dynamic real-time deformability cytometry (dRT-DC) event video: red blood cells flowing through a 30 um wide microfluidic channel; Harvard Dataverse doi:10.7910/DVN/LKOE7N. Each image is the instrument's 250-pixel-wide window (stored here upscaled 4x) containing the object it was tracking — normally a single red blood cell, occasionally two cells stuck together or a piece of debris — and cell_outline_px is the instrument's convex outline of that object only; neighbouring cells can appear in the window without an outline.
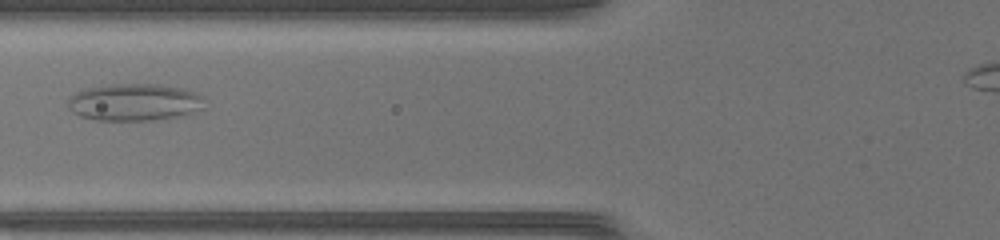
{"species": "common noctule bat (a hibernating species)", "species_latin": "Nyctalus noctula", "temperature_condition": "warm", "stored_images_in_passage": 33, "camera_frame_rate_fps": 3000, "um_per_image_px": 0.085, "animal": {"sex": "female", "body_mass_g": 17.0, "forearm_length_mm": 48.0}, "frame": {"image": 1, "passage_image": 8, "time_ms": 2.333, "image_size_px": [1000, 240], "cell_outline_px": [[204, 108], [184, 116], [148, 120], [96, 120], [80, 116], [68, 108], [68, 96], [84, 88], [112, 84], [156, 84], [184, 88], [196, 92], [204, 96]], "centroid_in_image_um": [11.45, 8.68], "position_along_channel_um": 114.4, "area_um2": 29.94}}
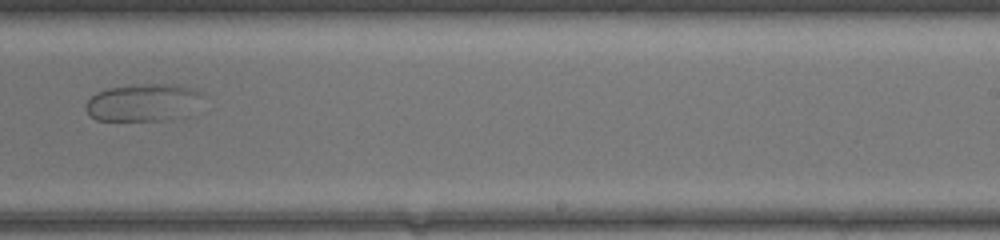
{"frame": {"image": 2, "passage_image": 19, "time_ms": 6.0, "image_size_px": [1000, 240], "cell_outline_px": [[204, 92], [200, 96], [160, 120], [96, 120], [84, 108], [84, 104], [96, 92], [108, 88], [148, 84], [180, 84], [196, 88]], "centroid_in_image_um": [11.91, 8.65], "position_along_channel_um": 277.1, "area_um2": 23.58}}
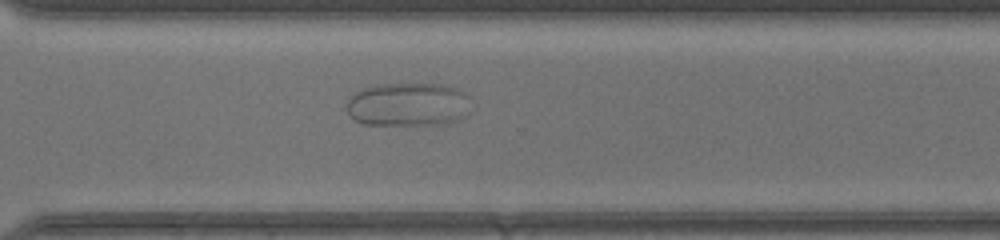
{"frame": {"image": 3, "passage_image": 23, "time_ms": 7.333, "image_size_px": [1000, 240], "cell_outline_px": [[472, 96], [468, 112], [460, 120], [444, 124], [364, 124], [356, 120], [348, 112], [348, 96], [364, 88], [380, 84], [440, 84], [460, 88]], "centroid_in_image_um": [34.77, 8.86], "position_along_channel_um": 335.8, "area_um2": 31.85}}